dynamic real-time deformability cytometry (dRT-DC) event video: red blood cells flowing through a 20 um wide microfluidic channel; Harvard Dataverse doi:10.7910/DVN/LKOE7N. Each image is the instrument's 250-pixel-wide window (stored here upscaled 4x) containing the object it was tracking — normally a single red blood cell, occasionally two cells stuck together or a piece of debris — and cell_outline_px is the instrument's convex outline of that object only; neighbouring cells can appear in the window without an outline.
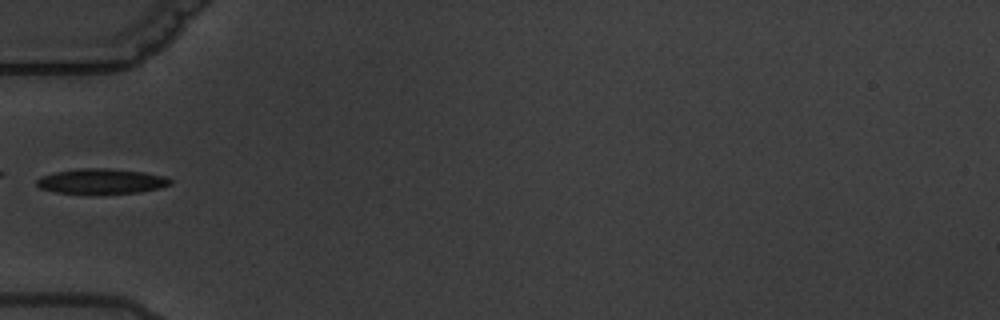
{"species": "common noctule bat (a hibernating species)", "species_latin": "Nyctalus noctula", "temperature_condition": "warm", "stored_images_in_passage": 5, "camera_frame_rate_fps": 3000, "um_per_image_px": 0.085, "animal": {"sex": "male", "body_mass_g": 19.5, "forearm_length_mm": 54.6}, "frame": {"image": 1, "passage_image": 3, "time_ms": 3.333, "image_size_px": [1000, 320], "cell_outline_px": [[172, 184], [160, 188], [140, 192], [56, 192], [40, 188], [36, 184], [36, 180], [40, 176], [56, 172], [76, 168], [108, 168], [144, 172], [164, 176], [172, 180]], "centroid_in_image_um": [8.63, 15.37], "position_along_channel_um": 76.4, "area_um2": 19.13}}